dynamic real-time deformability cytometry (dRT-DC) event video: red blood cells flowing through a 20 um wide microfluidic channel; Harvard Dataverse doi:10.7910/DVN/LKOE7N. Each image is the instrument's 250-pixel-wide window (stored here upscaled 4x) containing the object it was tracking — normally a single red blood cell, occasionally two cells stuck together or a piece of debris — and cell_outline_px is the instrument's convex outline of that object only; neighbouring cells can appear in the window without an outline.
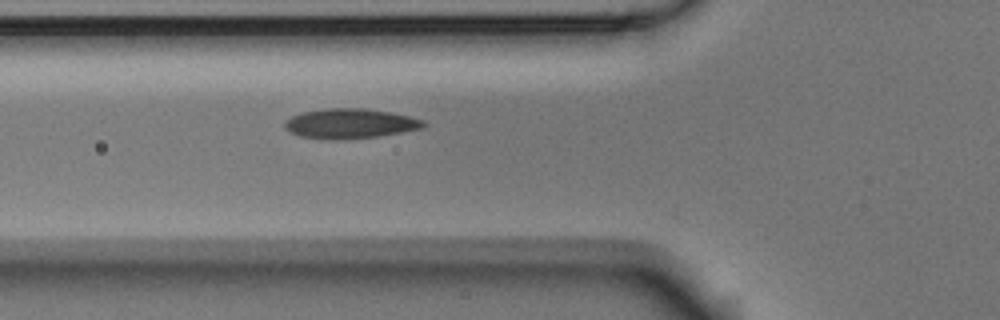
{"species": "Egyptian fruit bat (a non-hibernating species)", "species_latin": "Rousettus aegyptiacus", "temperature_condition": "room temperature", "stored_images_in_passage": 3, "camera_frame_rate_fps": 3000, "um_per_image_px": 0.085, "animal": {"sex": "male"}, "frame": {"image": 1, "passage_image": 3, "time_ms": 0.667, "image_size_px": [1000, 320], "cell_outline_px": [[428, 124], [424, 128], [380, 136], [344, 140], [320, 140], [300, 136], [284, 128], [284, 124], [292, 116], [304, 112], [324, 108], [364, 108], [392, 112], [424, 120]], "centroid_in_image_um": [29.79, 10.52], "position_along_channel_um": 96.0, "area_um2": 24.45}}